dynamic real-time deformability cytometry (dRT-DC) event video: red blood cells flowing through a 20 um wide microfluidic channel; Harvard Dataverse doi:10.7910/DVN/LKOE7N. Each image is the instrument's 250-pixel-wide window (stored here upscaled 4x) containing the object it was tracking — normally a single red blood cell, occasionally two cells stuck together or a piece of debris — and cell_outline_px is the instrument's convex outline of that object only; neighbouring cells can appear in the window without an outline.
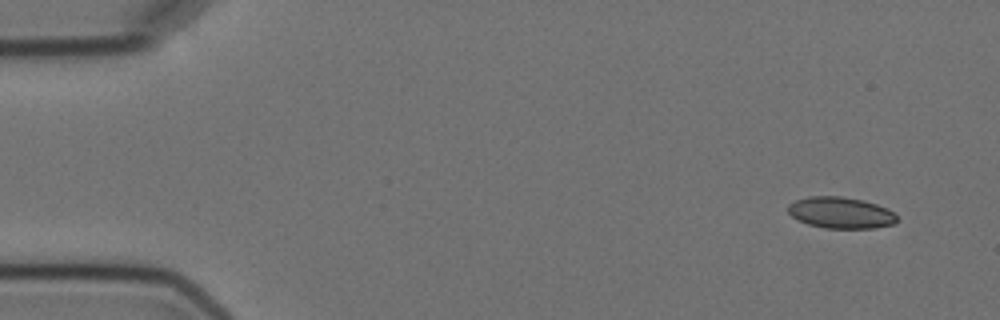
{"species": "Egyptian fruit bat (a non-hibernating species)", "species_latin": "Rousettus aegyptiacus", "temperature_condition": "cold", "stored_images_in_passage": 4, "camera_frame_rate_fps": 3000, "um_per_image_px": 0.085, "animal": {"sex": "female"}, "frame": {"image": 1, "passage_image": 1, "time_ms": 0.0, "image_size_px": [1000, 320], "cell_outline_px": [[896, 224], [872, 228], [824, 228], [808, 224], [796, 220], [788, 212], [788, 204], [796, 200], [808, 196], [840, 196], [864, 200], [888, 208], [896, 216]], "centroid_in_image_um": [71.44, 18.08], "position_along_channel_um": 13.6, "area_um2": 20.0}}
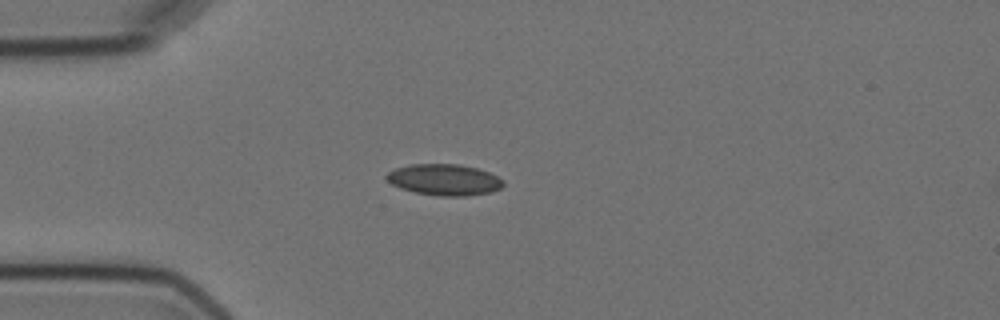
{"frame": {"image": 2, "passage_image": 4, "time_ms": 3.667, "image_size_px": [1000, 320], "cell_outline_px": [[504, 184], [500, 188], [492, 192], [468, 196], [440, 196], [416, 192], [400, 188], [392, 184], [384, 176], [388, 172], [396, 168], [408, 164], [460, 164], [476, 168], [488, 172], [504, 180]], "centroid_in_image_um": [37.77, 15.27], "position_along_channel_um": 47.2, "area_um2": 21.27}}